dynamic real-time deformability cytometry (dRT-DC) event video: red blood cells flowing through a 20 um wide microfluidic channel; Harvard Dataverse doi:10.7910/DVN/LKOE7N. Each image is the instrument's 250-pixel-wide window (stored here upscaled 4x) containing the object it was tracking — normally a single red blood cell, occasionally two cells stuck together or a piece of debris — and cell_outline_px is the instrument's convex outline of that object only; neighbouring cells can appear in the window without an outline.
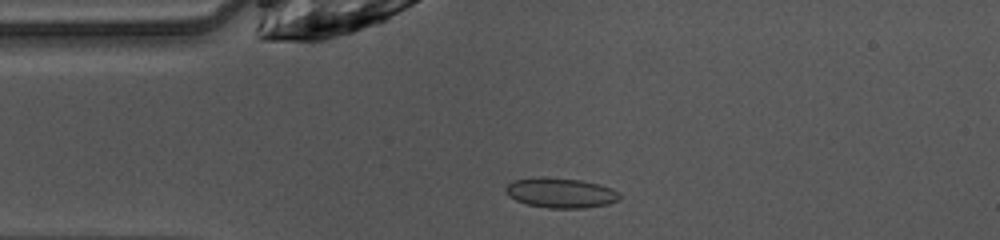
{"species": "common noctule bat (a hibernating species)", "species_latin": "Nyctalus noctula", "temperature_condition": "warm", "stored_images_in_passage": 48, "camera_frame_rate_fps": 3000, "um_per_image_px": 0.085, "animal": {"sex": "female", "body_mass_g": 10.0, "forearm_length_mm": 53.1}, "frame": {"image": 1, "passage_image": 10, "time_ms": 3.0, "image_size_px": [1000, 240], "cell_outline_px": [[620, 200], [608, 204], [584, 208], [548, 208], [524, 204], [508, 196], [504, 192], [504, 188], [512, 180], [536, 176], [544, 176], [580, 180], [600, 184], [612, 188], [620, 192]], "centroid_in_image_um": [47.63, 16.38], "position_along_channel_um": 37.4, "area_um2": 20.4}}
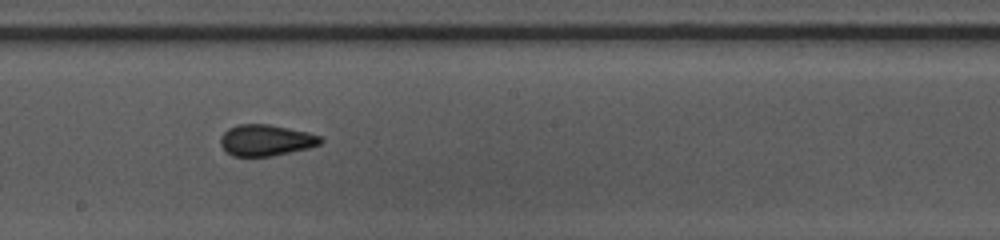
{"frame": {"image": 2, "passage_image": 25, "time_ms": 8.0, "image_size_px": [1000, 240], "cell_outline_px": [[324, 140], [320, 144], [308, 148], [272, 156], [232, 156], [220, 144], [220, 136], [228, 128], [240, 124], [268, 124], [308, 132], [320, 136]], "centroid_in_image_um": [22.6, 11.92], "position_along_channel_um": 225.6, "area_um2": 18.15}}
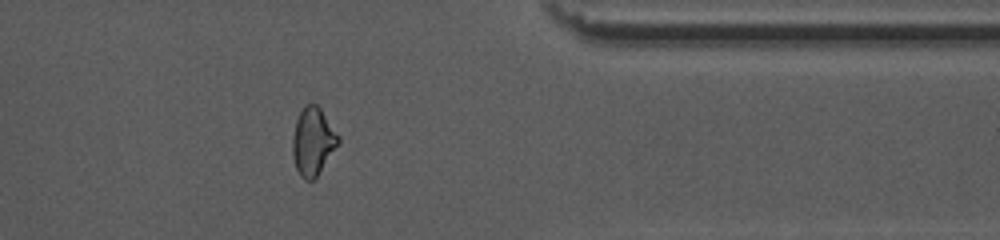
{"frame": {"image": 3, "passage_image": 38, "time_ms": 12.333, "image_size_px": [1000, 240], "cell_outline_px": [[340, 144], [316, 176], [312, 180], [304, 180], [300, 176], [296, 168], [292, 156], [292, 140], [296, 120], [304, 104], [316, 104], [320, 108], [340, 136]], "centroid_in_image_um": [26.6, 12.02], "position_along_channel_um": 384.8, "area_um2": 18.15}, "authors_computed_cell_mechanics": {"area_um2": 18.5249, "velocity_mm_per_s": 4.0786, "shape_relaxation_time_tau1_ms": 9.2779, "shape_relaxation_time_tau2_ms": 1.27, "deformation_change_tau1": 0.1729, "deformation_change_tau2": 0.0499}}